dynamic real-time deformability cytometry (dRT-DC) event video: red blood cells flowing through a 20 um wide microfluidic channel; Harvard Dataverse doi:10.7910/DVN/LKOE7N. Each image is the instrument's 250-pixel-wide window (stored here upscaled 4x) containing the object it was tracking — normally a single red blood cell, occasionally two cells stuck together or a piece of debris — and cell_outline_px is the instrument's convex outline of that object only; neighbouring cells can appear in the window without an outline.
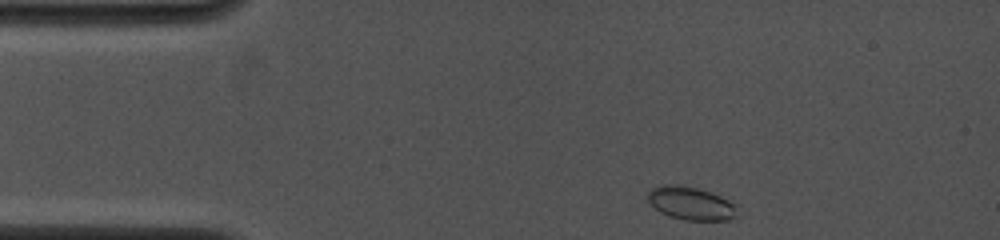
{"species": "common noctule bat (a hibernating species)", "species_latin": "Nyctalus noctula", "temperature_condition": "cold", "stored_images_in_passage": 16, "camera_frame_rate_fps": 4000, "um_per_image_px": 0.085, "animal": {"sex": "female", "body_mass_g": 19.0, "forearm_length_mm": 53.3}, "frame": {"image": 1, "passage_image": 1, "time_ms": 0.0, "image_size_px": [1000, 240], "cell_outline_px": [[740, 216], [728, 220], [684, 220], [668, 216], [660, 212], [648, 200], [648, 192], [652, 188], [664, 184], [676, 184], [696, 188], [720, 196], [740, 204]], "centroid_in_image_um": [58.83, 17.3], "position_along_channel_um": 26.2, "area_um2": 17.63}}
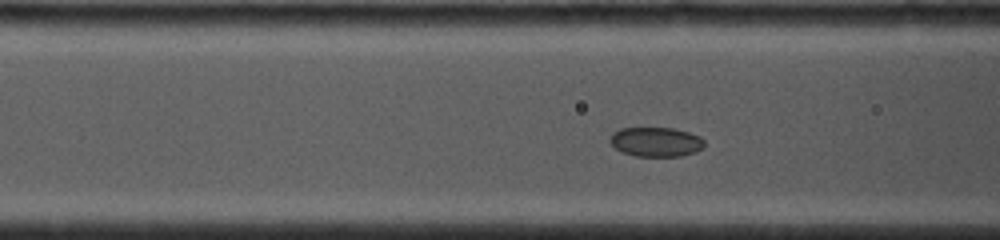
{"frame": {"image": 2, "passage_image": 10, "time_ms": 3.5, "image_size_px": [1000, 240], "cell_outline_px": [[704, 148], [696, 152], [680, 156], [636, 156], [624, 152], [616, 148], [608, 140], [612, 132], [620, 128], [672, 128], [688, 132], [700, 136], [704, 140]], "centroid_in_image_um": [55.76, 12.05], "position_along_channel_um": 110.8, "area_um2": 16.24}}
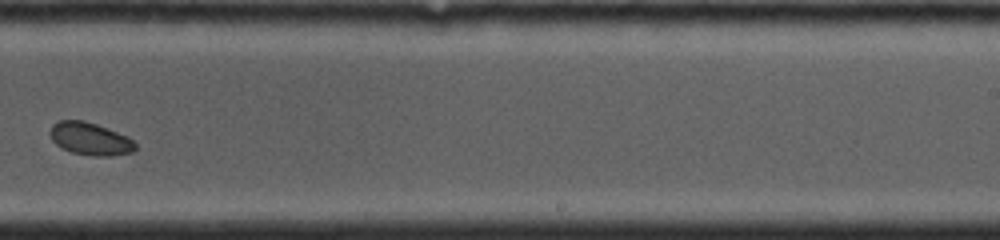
{"frame": {"image": 3, "passage_image": 16, "time_ms": 7.75, "image_size_px": [1000, 240], "cell_outline_px": [[136, 148], [132, 152], [112, 156], [92, 156], [72, 152], [60, 148], [52, 140], [48, 132], [52, 124], [60, 120], [84, 120], [96, 124], [128, 136], [136, 144]], "centroid_in_image_um": [7.63, 11.8], "position_along_channel_um": 281.4, "area_um2": 16.36}}